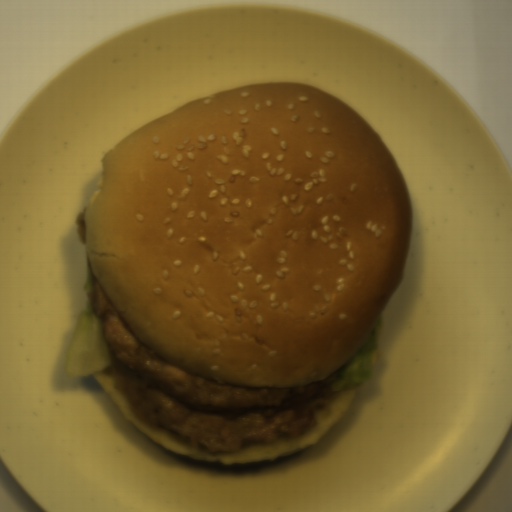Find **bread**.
I'll return each mask as SVG.
<instances>
[{
	"instance_id": "1",
	"label": "bread",
	"mask_w": 512,
	"mask_h": 512,
	"mask_svg": "<svg viewBox=\"0 0 512 512\" xmlns=\"http://www.w3.org/2000/svg\"><path fill=\"white\" fill-rule=\"evenodd\" d=\"M406 181L335 95L259 82L112 145L85 208L95 282L159 359L228 386L305 388L368 341L411 247Z\"/></svg>"
},
{
	"instance_id": "2",
	"label": "bread",
	"mask_w": 512,
	"mask_h": 512,
	"mask_svg": "<svg viewBox=\"0 0 512 512\" xmlns=\"http://www.w3.org/2000/svg\"><path fill=\"white\" fill-rule=\"evenodd\" d=\"M92 375L127 420L150 440L184 457L210 463L220 462L223 465L275 461L321 441L351 408L362 386L361 382L348 389L335 391L340 392L336 400L314 409L317 420L315 427L300 436L291 438L286 434L269 444L253 443L242 448L238 453L211 454L194 449L189 439L168 428L145 424L133 414L124 392L115 389L113 378L104 371Z\"/></svg>"
}]
</instances>
